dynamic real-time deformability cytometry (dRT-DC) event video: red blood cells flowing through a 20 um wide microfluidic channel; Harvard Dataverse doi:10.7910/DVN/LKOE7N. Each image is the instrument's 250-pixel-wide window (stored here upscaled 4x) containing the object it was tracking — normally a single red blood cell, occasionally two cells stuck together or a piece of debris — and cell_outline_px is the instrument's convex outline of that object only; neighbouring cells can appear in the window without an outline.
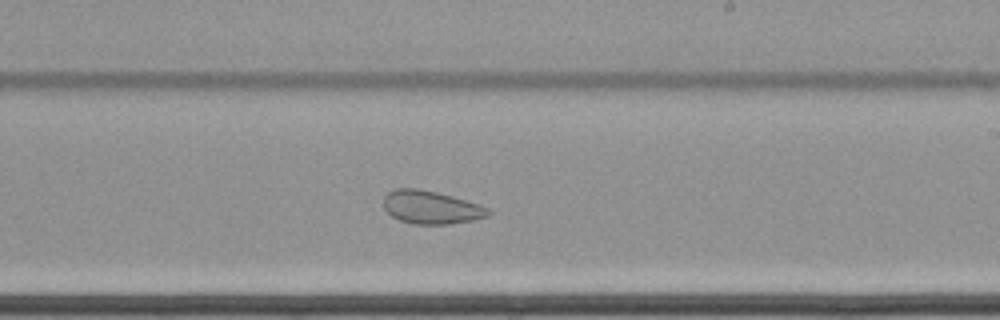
{"species": "common noctule bat (a hibernating species)", "species_latin": "Nyctalus noctula", "temperature_condition": "cold", "stored_images_in_passage": 54, "camera_frame_rate_fps": 3000, "um_per_image_px": 0.085, "animal": {"sex": "female", "body_mass_g": 22.7, "forearm_length_mm": 54.2}, "frame": {"image": 1, "passage_image": 31, "time_ms": 10.0, "image_size_px": [1000, 320], "cell_outline_px": [[492, 212], [488, 216], [472, 220], [452, 224], [416, 224], [400, 220], [392, 216], [384, 208], [384, 196], [388, 192], [396, 188], [416, 188], [436, 192], [452, 196], [480, 204], [488, 208]], "centroid_in_image_um": [36.66, 17.62], "position_along_channel_um": 252.3, "area_um2": 20.17}, "authors_computed_cell_mechanics": {"area_um2": 25.6921, "velocity_mm_per_s": 3.415, "shape_relaxation_time_tau1_ms": null, "shape_relaxation_time_tau2_ms": 1.481, "deformation_change_tau1": null, "deformation_change_tau2": 0.0646}}